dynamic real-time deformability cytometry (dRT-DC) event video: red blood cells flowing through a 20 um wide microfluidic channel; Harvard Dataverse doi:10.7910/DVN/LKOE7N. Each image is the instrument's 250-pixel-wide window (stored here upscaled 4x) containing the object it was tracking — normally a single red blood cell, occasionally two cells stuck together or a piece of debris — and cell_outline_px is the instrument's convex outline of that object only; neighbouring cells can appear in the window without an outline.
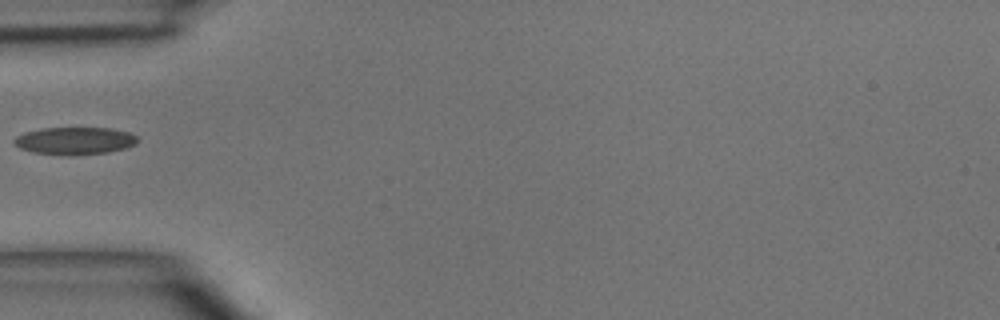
{"species": "common noctule bat (a hibernating species)", "species_latin": "Nyctalus noctula", "temperature_condition": "room temperature", "stored_images_in_passage": 2, "camera_frame_rate_fps": 3000, "um_per_image_px": 0.085, "animal": {"sex": "male", "body_mass_g": 15.6}, "frame": {"image": 1, "passage_image": 2, "time_ms": 1.333, "image_size_px": [1000, 320], "cell_outline_px": [[136, 144], [124, 148], [108, 152], [68, 156], [36, 152], [20, 148], [12, 144], [12, 140], [16, 136], [24, 132], [40, 128], [112, 128], [128, 132], [136, 136]], "centroid_in_image_um": [6.3, 11.96], "position_along_channel_um": 78.7, "area_um2": 19.77}}